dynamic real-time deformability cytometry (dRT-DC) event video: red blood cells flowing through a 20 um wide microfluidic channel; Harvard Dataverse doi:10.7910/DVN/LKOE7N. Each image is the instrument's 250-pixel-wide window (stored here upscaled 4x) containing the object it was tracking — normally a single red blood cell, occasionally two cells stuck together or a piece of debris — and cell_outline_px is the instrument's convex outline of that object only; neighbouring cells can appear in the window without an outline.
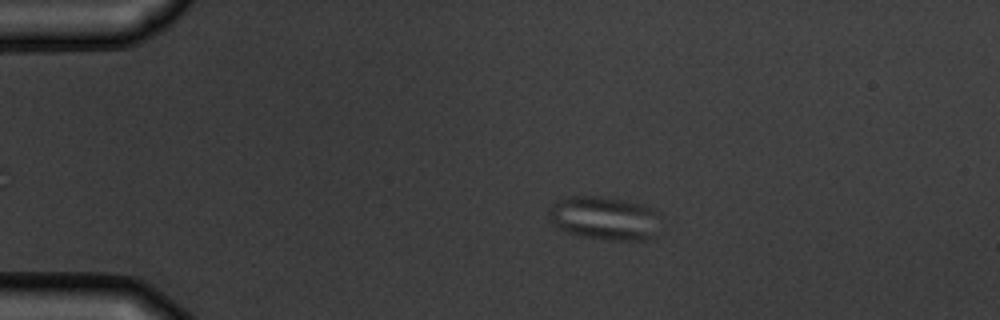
{"species": "common noctule bat (a hibernating species)", "species_latin": "Nyctalus noctula", "temperature_condition": "warm", "stored_images_in_passage": 8, "camera_frame_rate_fps": 3000, "um_per_image_px": 0.085, "animal": {"sex": "male", "body_mass_g": 19.5, "forearm_length_mm": 54.6}, "frame": {"image": 1, "passage_image": 3, "time_ms": 2.333, "image_size_px": [1000, 320], "cell_outline_px": [[652, 212], [648, 240], [604, 240], [576, 236], [560, 228], [552, 220], [548, 212], [552, 204], [564, 196], [604, 196], [644, 204], [652, 208]], "centroid_in_image_um": [51.19, 18.51], "position_along_channel_um": 33.8, "area_um2": 27.28}}
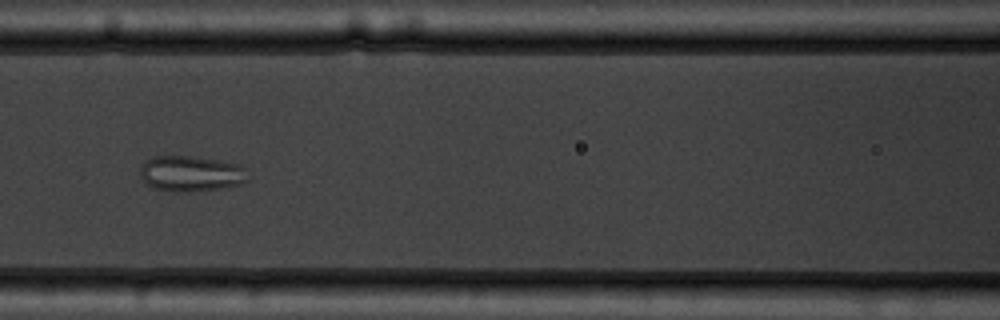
{"frame": {"image": 2, "passage_image": 6, "time_ms": 6.667, "image_size_px": [1000, 320], "cell_outline_px": [[248, 180], [240, 184], [220, 188], [184, 192], [176, 192], [152, 188], [140, 176], [140, 172], [144, 164], [152, 156], [188, 156], [216, 160], [240, 164], [244, 168]], "centroid_in_image_um": [16.23, 14.76], "position_along_channel_um": 150.4, "area_um2": 22.08}}
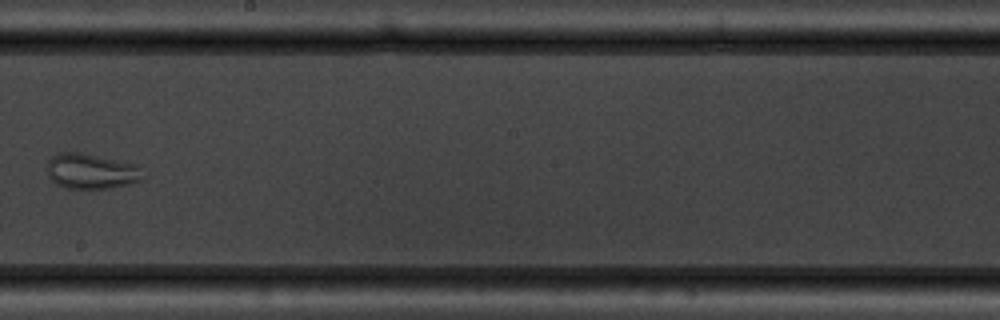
{"frame": {"image": 3, "passage_image": 8, "time_ms": 9.0, "image_size_px": [1000, 320], "cell_outline_px": [[140, 180], [128, 184], [108, 188], [64, 188], [56, 184], [48, 176], [48, 160], [52, 156], [60, 152], [80, 152], [136, 164]], "centroid_in_image_um": [7.66, 14.55], "position_along_channel_um": 240.5, "area_um2": 19.25}}